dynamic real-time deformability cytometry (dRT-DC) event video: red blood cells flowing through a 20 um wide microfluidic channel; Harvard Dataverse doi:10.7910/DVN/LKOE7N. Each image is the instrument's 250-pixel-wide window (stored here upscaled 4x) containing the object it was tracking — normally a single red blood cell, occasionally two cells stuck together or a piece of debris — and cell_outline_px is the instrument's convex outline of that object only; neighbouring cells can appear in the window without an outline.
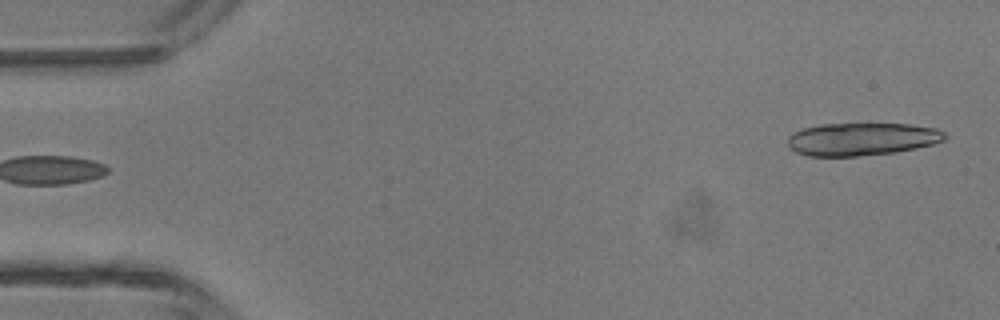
{"species": "common noctule bat (a hibernating species)", "species_latin": "Nyctalus noctula", "temperature_condition": "room temperature", "stored_images_in_passage": 5, "segment_of_instrument_passage": [2, 2], "camera_frame_rate_fps": 3000, "um_per_image_px": 0.085, "animal": {"sex": "male", "body_mass_g": 13.3}, "frame": {"image": 1, "passage_image": 5, "time_ms": 1.333, "image_size_px": [1000, 320], "cell_outline_px": [[948, 136], [944, 140], [932, 144], [916, 148], [892, 152], [856, 156], [808, 156], [796, 152], [788, 144], [788, 136], [792, 132], [804, 128], [820, 124], [912, 124], [936, 128], [944, 132]], "centroid_in_image_um": [73.25, 11.81], "position_along_channel_um": 11.7, "area_um2": 29.88}}